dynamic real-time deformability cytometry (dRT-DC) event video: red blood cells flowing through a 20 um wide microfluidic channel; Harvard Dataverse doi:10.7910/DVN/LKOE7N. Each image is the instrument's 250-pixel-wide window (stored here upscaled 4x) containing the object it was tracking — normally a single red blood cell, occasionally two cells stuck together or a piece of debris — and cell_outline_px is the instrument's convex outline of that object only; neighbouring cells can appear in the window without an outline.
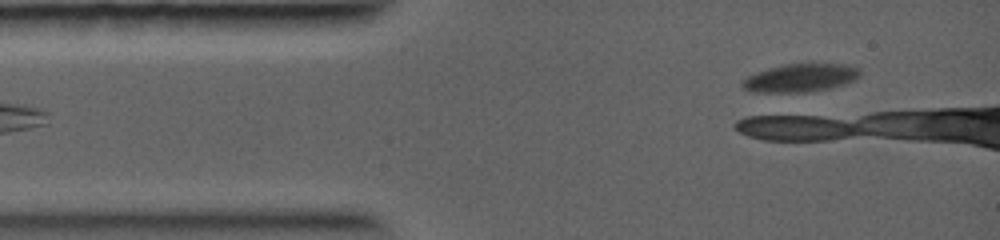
{"species": "common noctule bat (a hibernating species)", "species_latin": "Nyctalus noctula", "temperature_condition": "warm", "stored_images_in_passage": 5, "camera_frame_rate_fps": 5000, "um_per_image_px": 0.085, "animal": {"sex": "female", "body_mass_g": 19.0, "forearm_length_mm": 56.7}, "frame": {"image": 1, "passage_image": 2, "time_ms": 1.0, "image_size_px": [1000, 240], "cell_outline_px": [[860, 76], [844, 84], [828, 88], [804, 92], [752, 92], [744, 88], [740, 84], [740, 80], [748, 76], [768, 68], [784, 64], [844, 64], [860, 68]], "centroid_in_image_um": [68.0, 6.61], "position_along_channel_um": 17.0, "area_um2": 19.13}}